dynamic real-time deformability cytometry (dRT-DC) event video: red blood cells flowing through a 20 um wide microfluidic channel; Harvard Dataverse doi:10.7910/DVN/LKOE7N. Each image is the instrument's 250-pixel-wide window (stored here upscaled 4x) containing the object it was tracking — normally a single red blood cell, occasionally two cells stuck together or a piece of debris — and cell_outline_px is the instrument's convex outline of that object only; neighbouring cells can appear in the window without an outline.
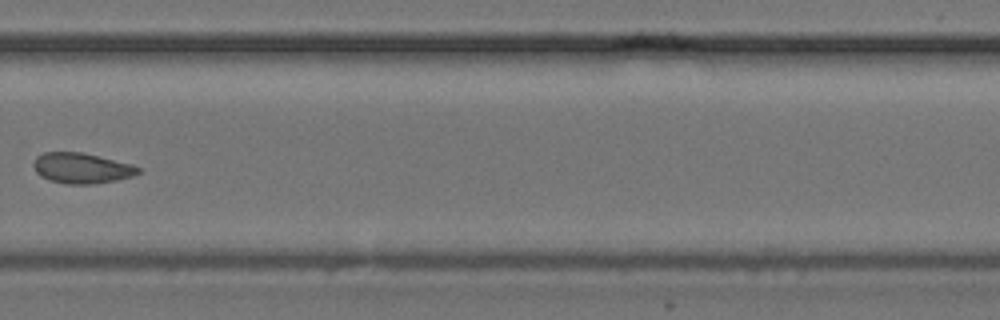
{"species": "common noctule bat (a hibernating species)", "species_latin": "Nyctalus noctula", "temperature_condition": "cold", "stored_images_in_passage": 34, "camera_frame_rate_fps": 3000, "um_per_image_px": 0.085, "animal": {"sex": "female", "body_mass_g": 24.6, "forearm_length_mm": 56.2}, "frame": {"image": 1, "passage_image": 24, "time_ms": 7.667, "image_size_px": [1000, 320], "cell_outline_px": [[140, 172], [132, 176], [116, 180], [92, 184], [64, 184], [48, 180], [40, 176], [36, 172], [32, 164], [36, 156], [44, 152], [80, 152], [132, 164], [140, 168]], "centroid_in_image_um": [6.89, 14.3], "position_along_channel_um": 322.9, "area_um2": 18.61}}